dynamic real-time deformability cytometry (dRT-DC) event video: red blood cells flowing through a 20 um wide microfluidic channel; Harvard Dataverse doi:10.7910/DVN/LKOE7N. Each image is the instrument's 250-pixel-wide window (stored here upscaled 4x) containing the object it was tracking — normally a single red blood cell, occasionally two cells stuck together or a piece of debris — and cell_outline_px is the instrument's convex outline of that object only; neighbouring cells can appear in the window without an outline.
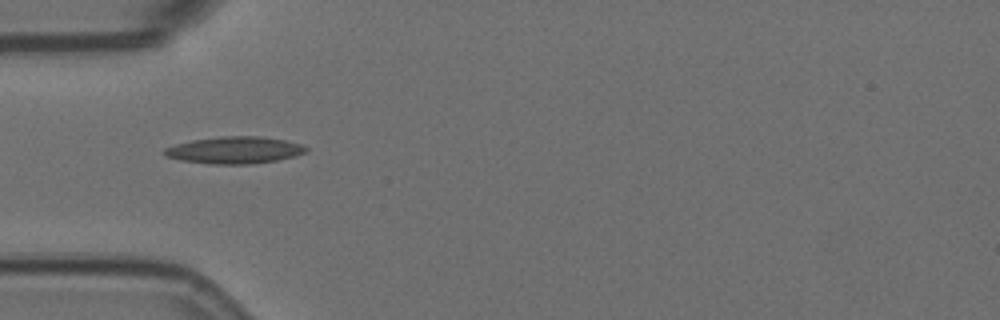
{"species": "Egyptian fruit bat (a non-hibernating species)", "species_latin": "Rousettus aegyptiacus", "temperature_condition": "room temperature", "stored_images_in_passage": 7, "camera_frame_rate_fps": 3000, "um_per_image_px": 0.085, "animal": {"sex": "female"}, "frame": {"image": 1, "passage_image": 5, "time_ms": 1.333, "image_size_px": [1000, 320], "cell_outline_px": [[308, 152], [296, 156], [276, 160], [252, 164], [208, 164], [180, 160], [164, 156], [164, 148], [176, 144], [192, 140], [220, 136], [260, 136], [284, 140], [300, 144], [308, 148]], "centroid_in_image_um": [19.93, 12.76], "position_along_channel_um": 65.1, "area_um2": 22.37}}
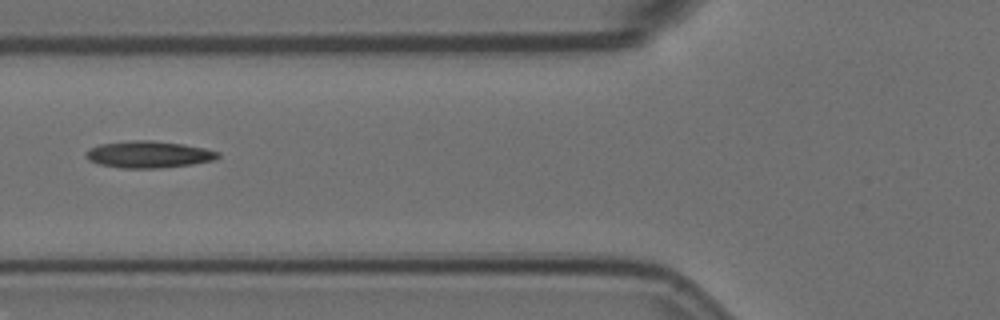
{"frame": {"image": 2, "passage_image": 6, "time_ms": 1.667, "image_size_px": [1000, 320], "cell_outline_px": [[220, 156], [216, 160], [192, 164], [160, 168], [120, 168], [100, 164], [88, 160], [84, 156], [84, 152], [88, 148], [100, 144], [132, 140], [152, 140], [184, 144], [204, 148], [220, 152]], "centroid_in_image_um": [12.62, 13.12], "position_along_channel_um": 113.2, "area_um2": 20.87}}
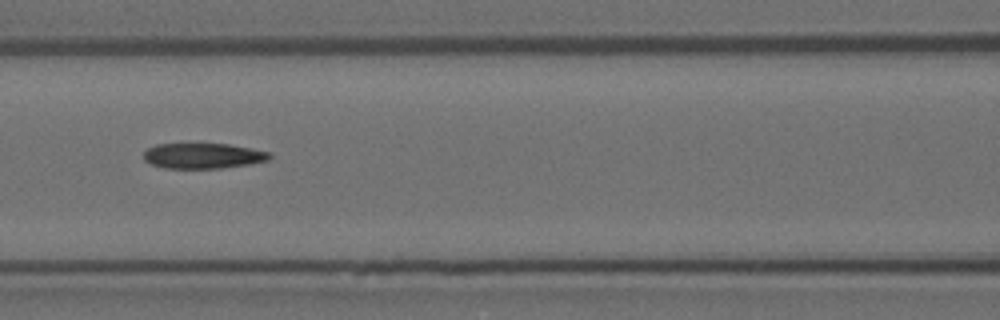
{"frame": {"image": 3, "passage_image": 7, "time_ms": 2.0, "image_size_px": [1000, 320], "cell_outline_px": [[272, 156], [268, 160], [248, 164], [220, 168], [164, 168], [152, 164], [144, 160], [144, 152], [148, 148], [156, 144], [228, 144], [252, 148], [268, 152]], "centroid_in_image_um": [17.25, 13.24], "position_along_channel_um": 149.4, "area_um2": 18.5}}